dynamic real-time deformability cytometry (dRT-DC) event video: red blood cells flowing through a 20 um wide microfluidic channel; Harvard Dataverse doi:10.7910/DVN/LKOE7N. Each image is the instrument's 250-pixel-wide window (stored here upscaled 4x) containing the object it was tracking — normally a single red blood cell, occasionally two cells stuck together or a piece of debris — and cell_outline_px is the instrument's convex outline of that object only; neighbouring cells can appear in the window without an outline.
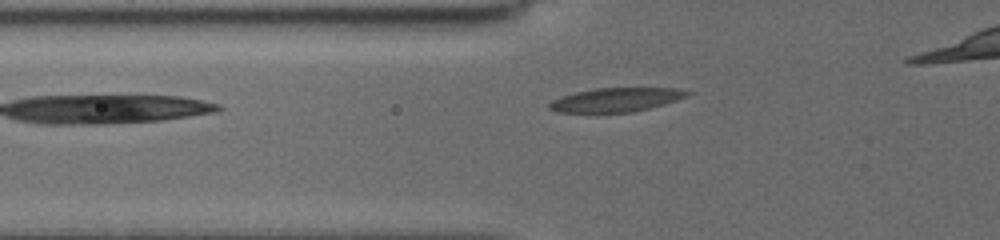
{"species": "common noctule bat (a hibernating species)", "species_latin": "Nyctalus noctula", "temperature_condition": "cold", "stored_images_in_passage": 43, "camera_frame_rate_fps": 3000, "um_per_image_px": 0.085, "animal": {"sex": "female", "body_mass_g": 19.5, "forearm_length_mm": 54.1}, "frame": {"image": 1, "passage_image": 6, "time_ms": 1.333, "image_size_px": [1000, 240], "cell_outline_px": [[692, 92], [688, 96], [664, 104], [632, 112], [556, 112], [548, 108], [548, 104], [552, 100], [576, 92], [596, 88], [676, 88]], "centroid_in_image_um": [52.37, 8.48], "position_along_channel_um": 73.4, "area_um2": 19.02}}
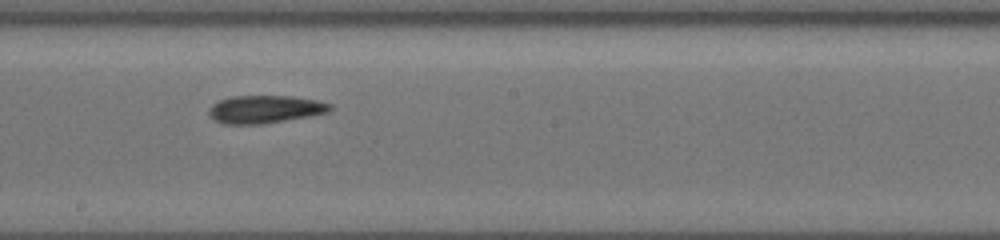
{"frame": {"image": 2, "passage_image": 23, "time_ms": 5.333, "image_size_px": [1000, 240], "cell_outline_px": [[332, 108], [328, 112], [308, 116], [260, 124], [224, 124], [216, 120], [208, 112], [208, 108], [212, 104], [220, 100], [232, 96], [288, 96], [316, 100], [332, 104]], "centroid_in_image_um": [22.51, 9.28], "position_along_channel_um": 225.7, "area_um2": 19.36}}
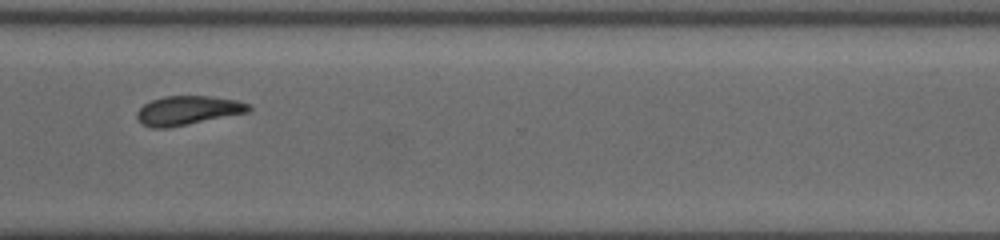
{"frame": {"image": 3, "passage_image": 34, "time_ms": 8.667, "image_size_px": [1000, 240], "cell_outline_px": [[252, 108], [248, 112], [164, 128], [152, 128], [144, 124], [136, 116], [136, 112], [144, 104], [152, 100], [164, 96], [208, 96], [236, 100], [248, 104]], "centroid_in_image_um": [15.94, 9.37], "position_along_channel_um": 354.7, "area_um2": 18.44}}